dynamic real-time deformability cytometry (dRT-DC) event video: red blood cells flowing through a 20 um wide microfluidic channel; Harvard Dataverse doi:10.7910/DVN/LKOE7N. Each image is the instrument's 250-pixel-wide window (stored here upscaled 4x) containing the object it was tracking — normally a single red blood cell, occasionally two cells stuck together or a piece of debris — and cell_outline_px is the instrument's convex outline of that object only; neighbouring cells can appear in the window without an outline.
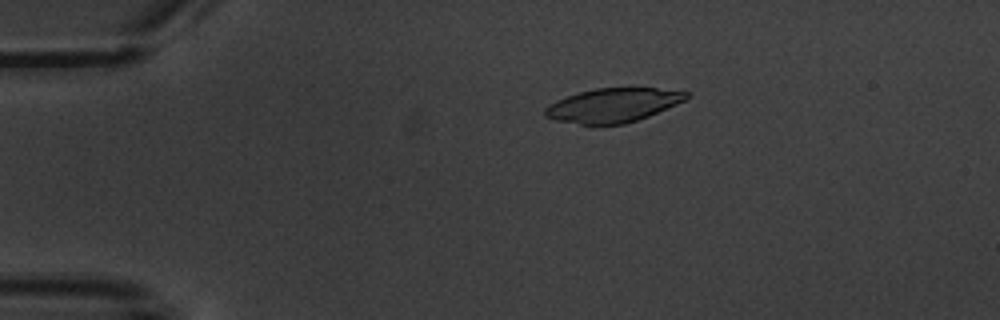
{"species": "common noctule bat (a hibernating species)", "species_latin": "Nyctalus noctula", "temperature_condition": "warm", "stored_images_in_passage": 6, "camera_frame_rate_fps": 3000, "um_per_image_px": 0.085, "animal": {"sex": "male", "body_mass_g": 20.1, "forearm_length_mm": 53.5}, "frame": {"image": 1, "passage_image": 3, "time_ms": 2.333, "image_size_px": [1000, 320], "cell_outline_px": [[692, 92], [684, 100], [676, 104], [648, 116], [624, 124], [580, 124], [556, 120], [544, 116], [544, 108], [548, 104], [556, 100], [580, 92], [596, 88], [656, 88]], "centroid_in_image_um": [52.09, 8.94], "position_along_channel_um": 32.9, "area_um2": 27.74}}